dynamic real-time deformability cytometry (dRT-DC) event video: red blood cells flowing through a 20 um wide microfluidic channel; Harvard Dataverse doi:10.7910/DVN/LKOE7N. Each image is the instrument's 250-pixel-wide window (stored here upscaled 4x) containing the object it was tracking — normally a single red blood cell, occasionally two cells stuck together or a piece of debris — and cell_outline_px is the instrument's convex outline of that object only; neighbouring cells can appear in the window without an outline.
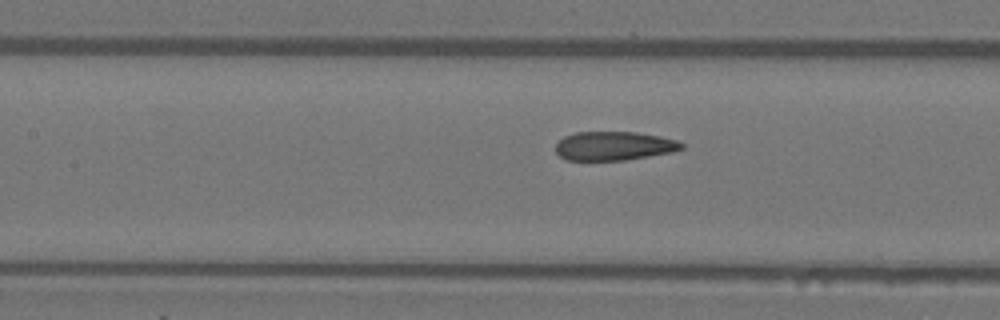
{"species": "Egyptian fruit bat (a non-hibernating species)", "species_latin": "Rousettus aegyptiacus", "temperature_condition": "warm", "stored_images_in_passage": 40, "camera_frame_rate_fps": 3000, "um_per_image_px": 0.085, "animal": {"sex": "female"}, "frame": {"image": 1, "passage_image": 23, "time_ms": 7.333, "image_size_px": [1000, 320], "cell_outline_px": [[684, 148], [672, 152], [624, 160], [564, 160], [556, 152], [556, 144], [564, 136], [576, 132], [636, 132], [660, 136], [676, 140], [684, 144]], "centroid_in_image_um": [52.18, 12.4], "position_along_channel_um": 155.2, "area_um2": 21.15}}
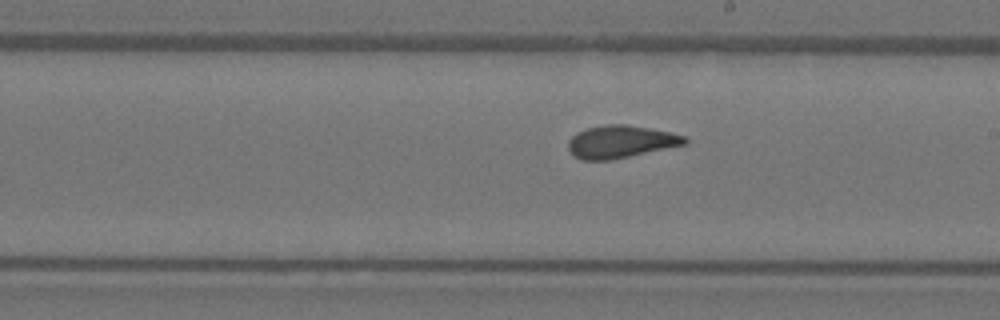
{"frame": {"image": 2, "passage_image": 29, "time_ms": 9.333, "image_size_px": [1000, 320], "cell_outline_px": [[688, 144], [608, 160], [580, 160], [568, 148], [568, 140], [576, 132], [588, 128], [604, 124], [624, 124], [648, 128], [668, 132], [684, 136], [688, 140]], "centroid_in_image_um": [52.74, 12.04], "position_along_channel_um": 236.3, "area_um2": 21.85}}